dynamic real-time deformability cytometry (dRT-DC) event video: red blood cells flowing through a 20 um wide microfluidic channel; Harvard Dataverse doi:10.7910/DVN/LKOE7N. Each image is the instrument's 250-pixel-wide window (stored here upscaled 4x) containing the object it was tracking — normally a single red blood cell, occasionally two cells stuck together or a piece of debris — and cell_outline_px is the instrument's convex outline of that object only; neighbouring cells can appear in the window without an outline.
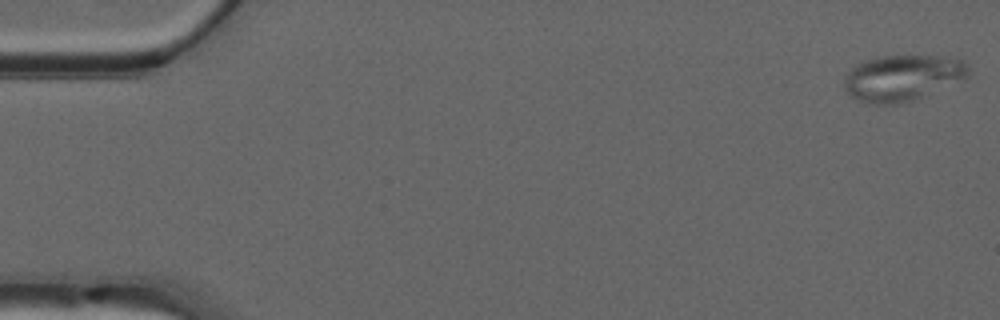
{"species": "common noctule bat (a hibernating species)", "species_latin": "Nyctalus noctula", "temperature_condition": "warm", "stored_images_in_passage": 55, "camera_frame_rate_fps": 3000, "um_per_image_px": 0.085, "animal": {"sex": "male", "forearm_length_mm": 52.5}, "frame": {"image": 1, "passage_image": 1, "time_ms": 0.0, "image_size_px": [1000, 320], "cell_outline_px": [[968, 76], [904, 104], [876, 104], [860, 100], [848, 96], [844, 88], [844, 80], [848, 72], [856, 64], [864, 60], [880, 56], [936, 56], [964, 60], [968, 68]], "centroid_in_image_um": [76.64, 6.62], "position_along_channel_um": 8.4, "area_um2": 32.95}}
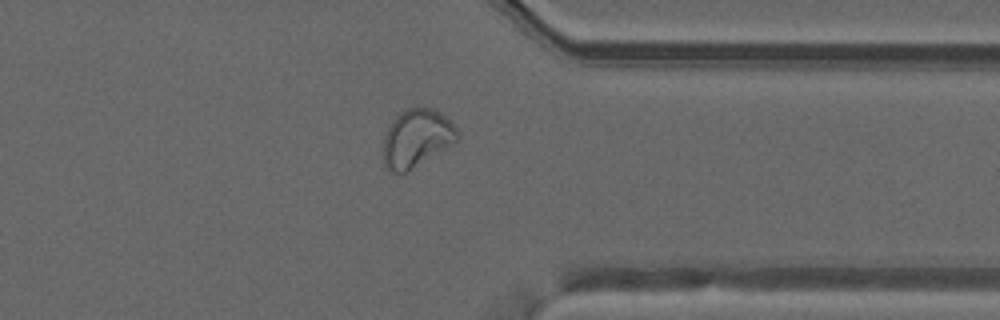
{"frame": {"image": 2, "passage_image": 43, "time_ms": 14.0, "image_size_px": [1000, 320], "cell_outline_px": [[460, 136], [456, 140], [404, 172], [392, 172], [384, 164], [384, 136], [392, 120], [400, 112], [408, 108], [436, 108], [460, 132]], "centroid_in_image_um": [35.39, 11.69], "position_along_channel_um": 376.0, "area_um2": 24.1}}
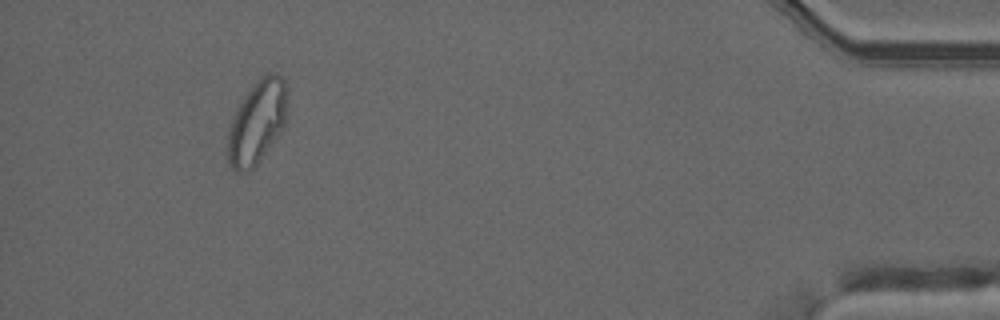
{"frame": {"image": 3, "passage_image": 51, "time_ms": 16.667, "image_size_px": [1000, 320], "cell_outline_px": [[284, 124], [280, 132], [260, 160], [252, 168], [244, 172], [236, 172], [224, 160], [228, 128], [232, 116], [240, 100], [252, 84], [260, 76], [268, 72], [276, 72], [284, 76]], "centroid_in_image_um": [21.74, 10.4], "position_along_channel_um": 413.5, "area_um2": 29.19}, "authors_computed_cell_mechanics": {"area_um2": 27.3394, "velocity_mm_per_s": 3.6918, "shape_relaxation_time_tau1_ms": null, "shape_relaxation_time_tau2_ms": 2.3271, "deformation_change_tau1": null, "deformation_change_tau2": 0.0777}}